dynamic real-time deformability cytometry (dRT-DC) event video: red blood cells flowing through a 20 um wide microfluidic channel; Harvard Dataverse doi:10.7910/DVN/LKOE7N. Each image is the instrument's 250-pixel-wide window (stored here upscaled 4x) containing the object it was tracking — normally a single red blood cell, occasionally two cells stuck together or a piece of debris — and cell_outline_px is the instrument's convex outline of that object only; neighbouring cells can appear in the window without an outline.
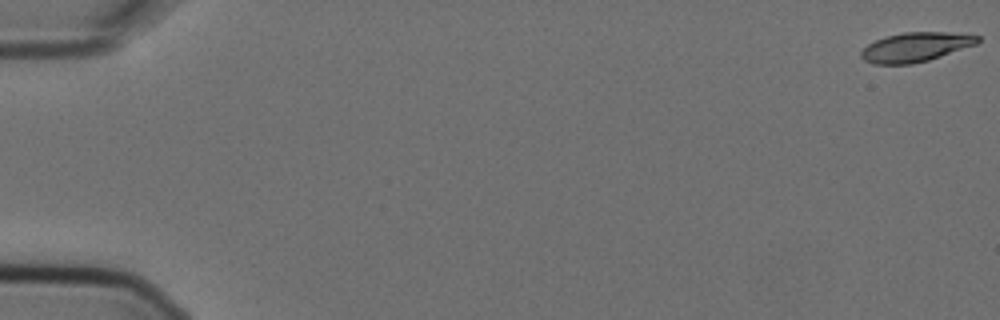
{"species": "Egyptian fruit bat (a non-hibernating species)", "species_latin": "Rousettus aegyptiacus", "temperature_condition": "cold", "stored_images_in_passage": 5, "camera_frame_rate_fps": 3000, "um_per_image_px": 0.085, "animal": {"sex": "female"}, "frame": {"image": 1, "passage_image": 1, "time_ms": 0.0, "image_size_px": [1000, 320], "cell_outline_px": [[980, 40], [976, 44], [928, 60], [912, 64], [872, 64], [864, 60], [860, 56], [860, 52], [868, 44], [876, 40], [888, 36], [904, 32], [944, 32], [980, 36]], "centroid_in_image_um": [77.79, 4.01], "position_along_channel_um": 7.2, "area_um2": 19.65}}